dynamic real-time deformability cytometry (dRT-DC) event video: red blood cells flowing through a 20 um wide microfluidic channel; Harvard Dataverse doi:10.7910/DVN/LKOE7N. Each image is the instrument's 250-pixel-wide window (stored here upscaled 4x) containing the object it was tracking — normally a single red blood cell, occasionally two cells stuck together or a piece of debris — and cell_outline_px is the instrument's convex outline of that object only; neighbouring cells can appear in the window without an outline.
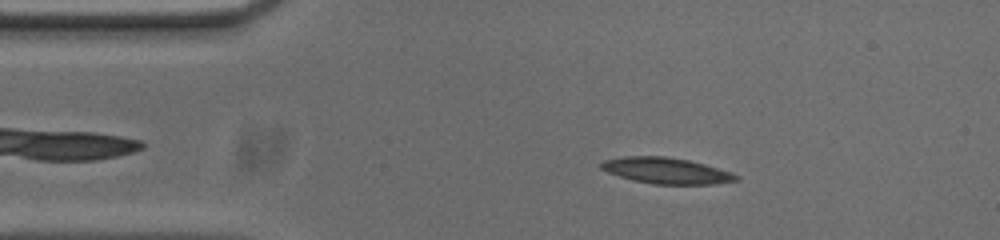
{"species": "common noctule bat (a hibernating species)", "species_latin": "Nyctalus noctula", "temperature_condition": "cold", "stored_images_in_passage": 52, "camera_frame_rate_fps": 3000, "um_per_image_px": 0.085, "animal": {"sex": "male", "body_mass_g": 20.0, "forearm_length_mm": 53.3}, "frame": {"image": 1, "passage_image": 7, "time_ms": 2.0, "image_size_px": [1000, 240], "cell_outline_px": [[740, 180], [716, 184], [652, 184], [632, 180], [608, 172], [600, 168], [600, 164], [604, 160], [624, 156], [664, 156], [688, 160], [704, 164], [732, 172], [740, 176]], "centroid_in_image_um": [56.66, 14.51], "position_along_channel_um": 28.3, "area_um2": 20.52}}
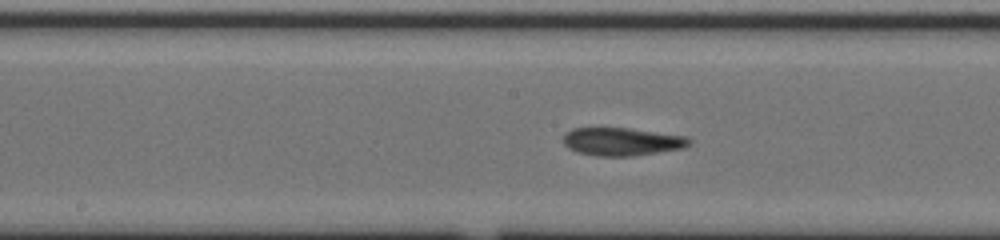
{"frame": {"image": 2, "passage_image": 24, "time_ms": 7.667, "image_size_px": [1000, 240], "cell_outline_px": [[692, 140], [684, 148], [632, 156], [596, 156], [576, 152], [568, 148], [564, 144], [564, 132], [572, 128], [628, 128], [684, 136]], "centroid_in_image_um": [52.81, 12.04], "position_along_channel_um": 195.4, "area_um2": 20.46}}
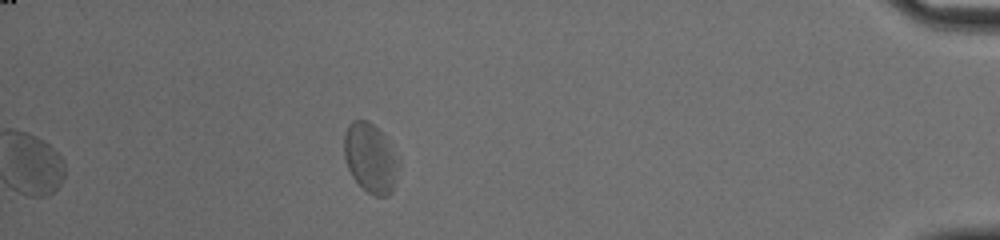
{"frame": {"image": 3, "passage_image": 46, "time_ms": 15.0, "image_size_px": [1000, 240], "cell_outline_px": [[400, 160], [392, 192], [388, 196], [372, 196], [352, 176], [348, 168], [344, 156], [344, 136], [348, 124], [352, 120], [368, 120], [384, 136]], "centroid_in_image_um": [31.48, 13.43], "position_along_channel_um": 403.7, "area_um2": 21.91}, "authors_computed_cell_mechanics": {"area_um2": 20.8369, "velocity_mm_per_s": 3.6528, "shape_relaxation_time_tau1_ms": 5.2485, "shape_relaxation_time_tau2_ms": 2.7208, "deformation_change_tau1": 0.1283, "deformation_change_tau2": 0.1046}}